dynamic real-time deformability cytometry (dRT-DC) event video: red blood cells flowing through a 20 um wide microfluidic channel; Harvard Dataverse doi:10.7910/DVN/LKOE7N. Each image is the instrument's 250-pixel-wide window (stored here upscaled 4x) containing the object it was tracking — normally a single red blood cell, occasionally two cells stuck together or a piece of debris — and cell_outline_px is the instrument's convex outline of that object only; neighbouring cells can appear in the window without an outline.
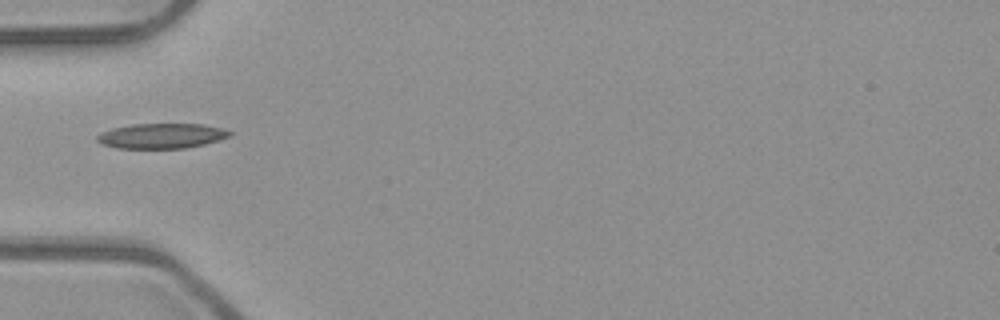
{"species": "common noctule bat (a hibernating species)", "species_latin": "Nyctalus noctula", "temperature_condition": "room temperature", "stored_images_in_passage": 3, "camera_frame_rate_fps": 3000, "um_per_image_px": 0.085, "animal": {"sex": "male", "body_mass_g": 23.1, "forearm_length_mm": 52.7}, "frame": {"image": 1, "passage_image": 1, "time_ms": 0.0, "image_size_px": [1000, 320], "cell_outline_px": [[232, 136], [220, 140], [204, 144], [184, 148], [116, 148], [104, 144], [96, 140], [96, 136], [112, 128], [132, 124], [204, 124], [220, 128], [232, 132]], "centroid_in_image_um": [13.76, 11.55], "position_along_channel_um": 71.2, "area_um2": 19.25}}
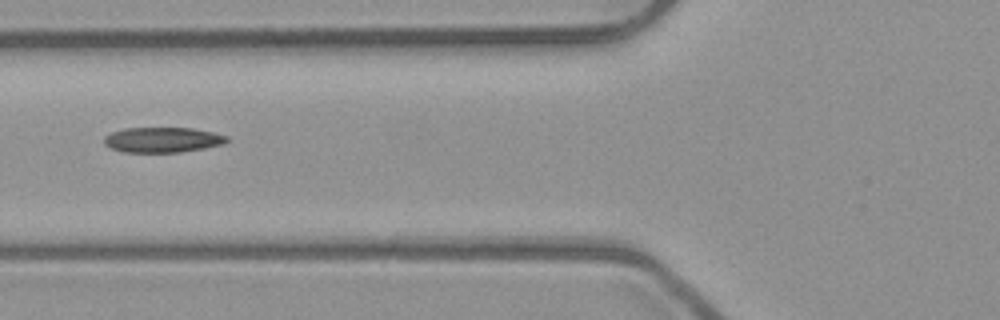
{"frame": {"image": 2, "passage_image": 2, "time_ms": 0.333, "image_size_px": [1000, 320], "cell_outline_px": [[228, 140], [224, 144], [204, 148], [180, 152], [124, 152], [112, 148], [104, 144], [104, 136], [112, 132], [124, 128], [192, 128], [212, 132], [228, 136]], "centroid_in_image_um": [13.82, 11.88], "position_along_channel_um": 112.0, "area_um2": 17.98}}
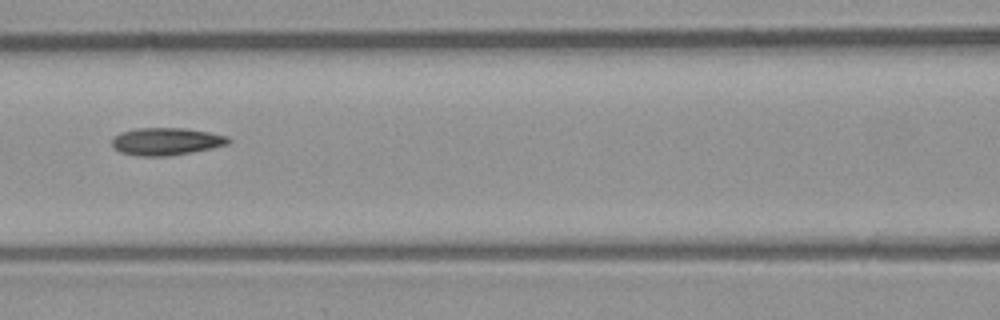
{"frame": {"image": 3, "passage_image": 3, "time_ms": 0.667, "image_size_px": [1000, 320], "cell_outline_px": [[232, 140], [228, 144], [212, 148], [172, 156], [136, 156], [120, 152], [112, 148], [112, 140], [120, 132], [136, 128], [184, 128], [208, 132], [228, 136]], "centroid_in_image_um": [14.12, 12.03], "position_along_channel_um": 152.5, "area_um2": 18.79}}